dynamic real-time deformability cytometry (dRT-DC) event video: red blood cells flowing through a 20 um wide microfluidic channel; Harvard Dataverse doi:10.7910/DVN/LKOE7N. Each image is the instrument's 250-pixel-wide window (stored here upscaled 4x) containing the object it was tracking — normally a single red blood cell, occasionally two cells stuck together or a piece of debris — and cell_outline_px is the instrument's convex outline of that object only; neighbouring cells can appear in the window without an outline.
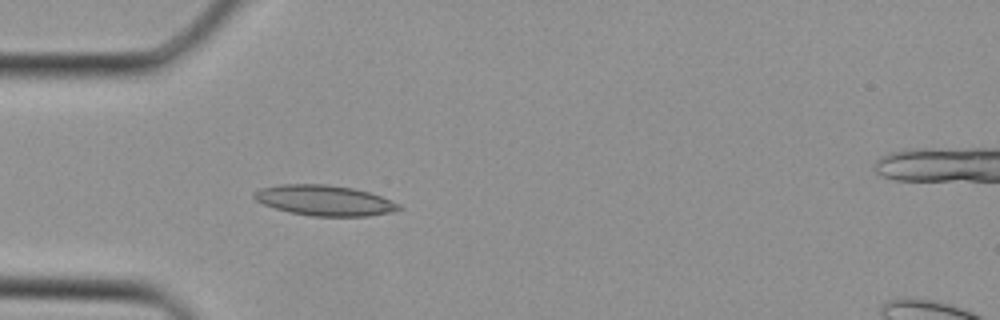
{"species": "Egyptian fruit bat (a non-hibernating species)", "species_latin": "Rousettus aegyptiacus", "temperature_condition": "cold", "stored_images_in_passage": 27, "camera_frame_rate_fps": 3000, "um_per_image_px": 0.085, "animal": {"sex": "female"}, "frame": {"image": 1, "passage_image": 1, "time_ms": 0.0, "image_size_px": [1000, 320], "cell_outline_px": [[400, 208], [392, 212], [368, 216], [312, 216], [288, 212], [264, 204], [256, 200], [252, 196], [252, 192], [260, 188], [280, 184], [324, 184], [352, 188], [368, 192], [380, 196], [400, 204]], "centroid_in_image_um": [27.54, 17.03], "position_along_channel_um": 57.5, "area_um2": 25.55}}
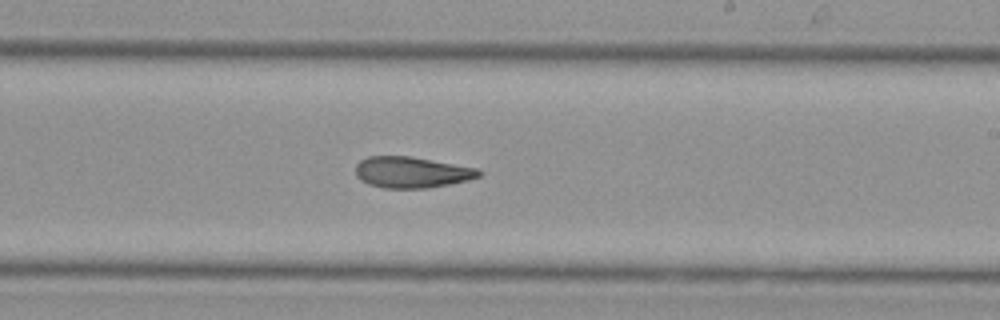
{"frame": {"image": 2, "passage_image": 12, "time_ms": 3.667, "image_size_px": [1000, 320], "cell_outline_px": [[484, 172], [480, 176], [468, 180], [428, 188], [384, 188], [368, 184], [360, 180], [356, 176], [356, 164], [360, 160], [368, 156], [412, 156], [476, 168]], "centroid_in_image_um": [34.97, 14.64], "position_along_channel_um": 254.0, "area_um2": 22.43}}
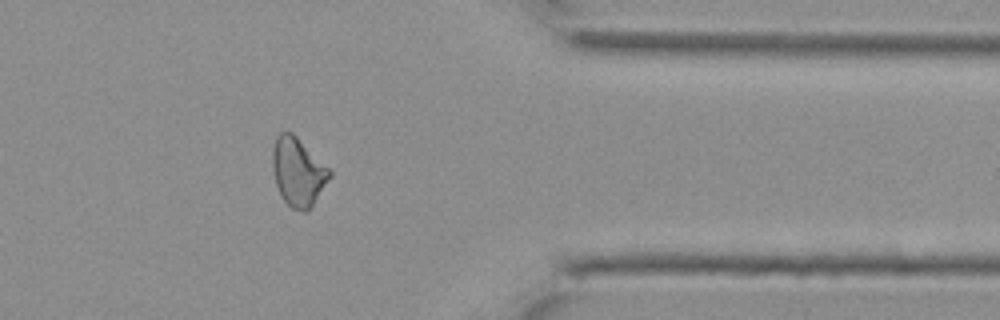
{"frame": {"image": 3, "passage_image": 20, "time_ms": 6.333, "image_size_px": [1000, 320], "cell_outline_px": [[332, 176], [312, 204], [304, 212], [300, 212], [292, 208], [284, 200], [276, 184], [272, 168], [272, 148], [276, 136], [280, 132], [292, 132], [332, 172]], "centroid_in_image_um": [25.31, 14.59], "position_along_channel_um": 386.1, "area_um2": 22.37}}